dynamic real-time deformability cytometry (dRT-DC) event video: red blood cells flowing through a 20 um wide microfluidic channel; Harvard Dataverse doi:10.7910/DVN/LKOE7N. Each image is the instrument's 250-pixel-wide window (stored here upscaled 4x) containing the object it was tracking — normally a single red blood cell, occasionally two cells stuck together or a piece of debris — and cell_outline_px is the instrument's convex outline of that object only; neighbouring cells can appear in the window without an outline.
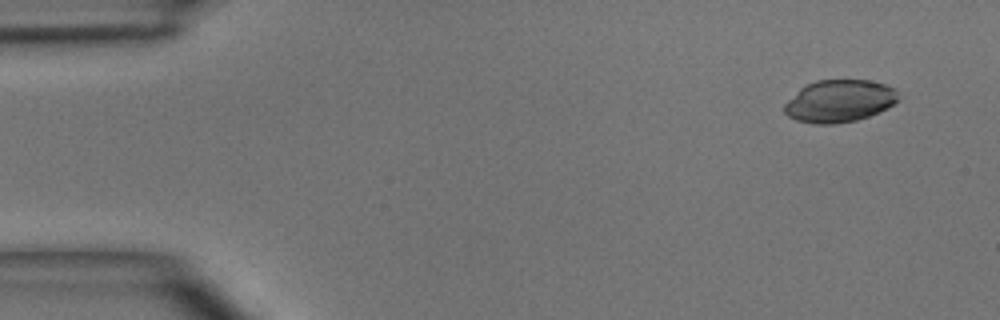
{"species": "common noctule bat (a hibernating species)", "species_latin": "Nyctalus noctula", "temperature_condition": "room temperature", "stored_images_in_passage": 3, "camera_frame_rate_fps": 3000, "um_per_image_px": 0.085, "animal": {"sex": "male", "body_mass_g": 15.6}, "frame": {"image": 1, "passage_image": 1, "time_ms": 0.0, "image_size_px": [1000, 320], "cell_outline_px": [[900, 100], [888, 108], [880, 112], [856, 120], [836, 124], [812, 124], [796, 120], [788, 116], [784, 112], [784, 104], [800, 88], [816, 80], [868, 80], [884, 84], [896, 88], [900, 96]], "centroid_in_image_um": [71.38, 8.59], "position_along_channel_um": 13.6, "area_um2": 28.38}}
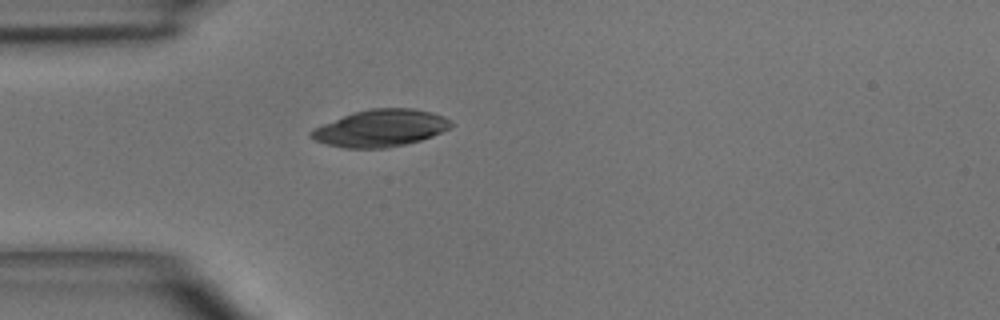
{"frame": {"image": 2, "passage_image": 3, "time_ms": 3.333, "image_size_px": [1000, 320], "cell_outline_px": [[452, 128], [432, 136], [420, 140], [388, 148], [344, 148], [328, 144], [316, 140], [308, 136], [308, 132], [312, 128], [344, 116], [356, 112], [372, 108], [412, 108], [432, 112], [444, 116], [452, 120]], "centroid_in_image_um": [32.37, 10.89], "position_along_channel_um": 52.6, "area_um2": 30.17}}